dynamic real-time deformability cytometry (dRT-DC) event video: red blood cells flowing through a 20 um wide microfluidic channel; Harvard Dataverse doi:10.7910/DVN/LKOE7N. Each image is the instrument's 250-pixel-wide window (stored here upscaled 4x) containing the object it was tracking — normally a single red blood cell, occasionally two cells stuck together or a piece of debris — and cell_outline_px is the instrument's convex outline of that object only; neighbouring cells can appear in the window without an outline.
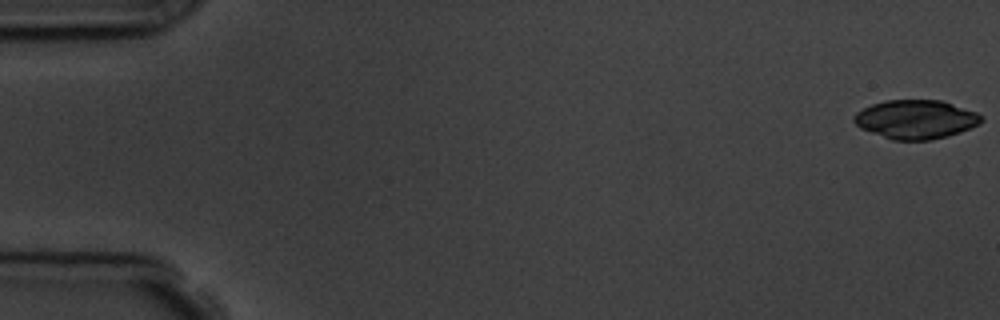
{"species": "common noctule bat (a hibernating species)", "species_latin": "Nyctalus noctula", "temperature_condition": "room temperature", "stored_images_in_passage": 37, "camera_frame_rate_fps": 3000, "um_per_image_px": 0.085, "animal": {"sex": "male", "body_mass_g": 19.5, "forearm_length_mm": 54.6}, "frame": {"image": 1, "passage_image": 1, "time_ms": 0.0, "image_size_px": [1000, 320], "cell_outline_px": [[984, 120], [980, 124], [960, 132], [948, 136], [932, 140], [892, 140], [860, 128], [852, 120], [852, 116], [856, 112], [872, 104], [884, 100], [940, 100], [976, 112], [984, 116]], "centroid_in_image_um": [77.84, 10.15], "position_along_channel_um": 7.2, "area_um2": 28.96}}